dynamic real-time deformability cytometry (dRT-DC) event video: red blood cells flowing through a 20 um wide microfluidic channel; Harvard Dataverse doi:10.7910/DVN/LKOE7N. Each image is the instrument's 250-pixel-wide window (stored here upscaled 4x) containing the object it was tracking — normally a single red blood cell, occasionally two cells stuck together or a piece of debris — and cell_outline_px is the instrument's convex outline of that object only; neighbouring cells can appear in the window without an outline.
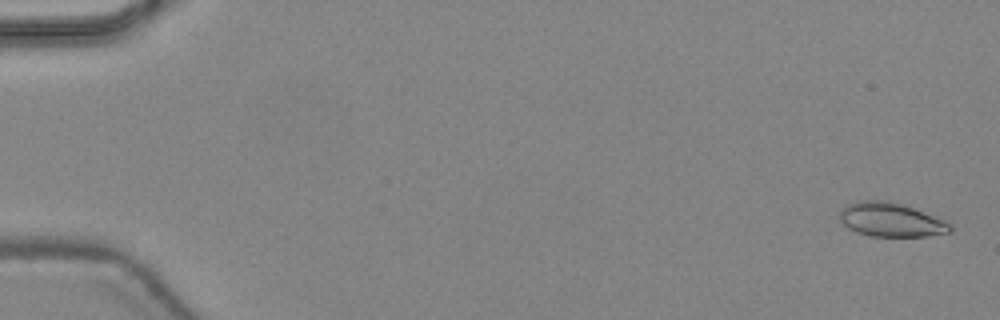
{"species": "common noctule bat (a hibernating species)", "species_latin": "Nyctalus noctula", "temperature_condition": "warm", "stored_images_in_passage": 27, "camera_frame_rate_fps": 3000, "um_per_image_px": 0.085, "animal": {"sex": "female", "body_mass_g": 24.6, "forearm_length_mm": 56.2}, "frame": {"image": 1, "passage_image": 2, "time_ms": 0.333, "image_size_px": [1000, 320], "cell_outline_px": [[952, 232], [928, 236], [872, 236], [856, 232], [848, 228], [840, 220], [840, 208], [848, 204], [860, 200], [888, 200], [936, 216], [952, 224]], "centroid_in_image_um": [75.73, 18.68], "position_along_channel_um": 9.3, "area_um2": 21.91}}
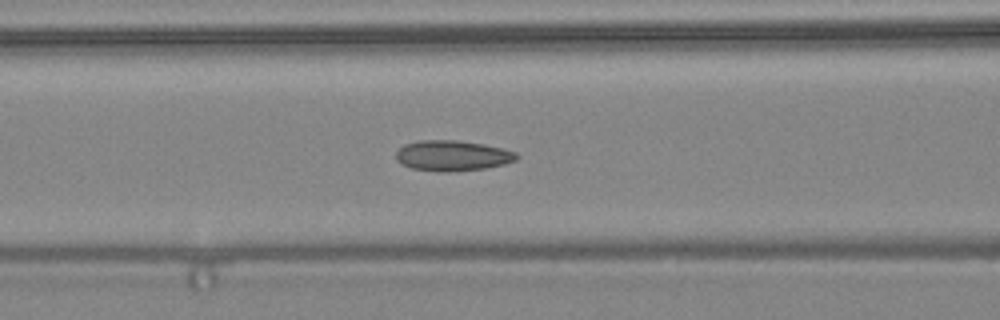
{"frame": {"image": 2, "passage_image": 21, "time_ms": 6.667, "image_size_px": [1000, 320], "cell_outline_px": [[520, 156], [516, 160], [504, 164], [484, 168], [456, 172], [444, 172], [412, 168], [396, 160], [396, 152], [404, 144], [420, 140], [456, 140], [484, 144], [504, 148], [516, 152]], "centroid_in_image_um": [38.49, 13.23], "position_along_channel_um": 128.1, "area_um2": 21.5}}
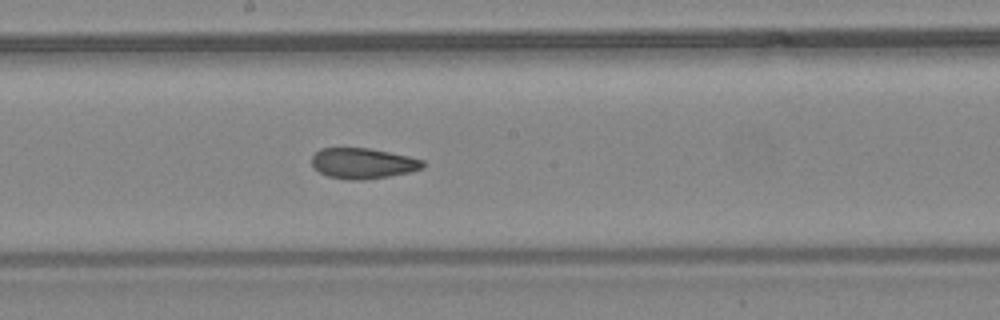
{"frame": {"image": 3, "passage_image": 27, "time_ms": 8.667, "image_size_px": [1000, 320], "cell_outline_px": [[424, 168], [412, 172], [364, 180], [348, 180], [328, 176], [320, 172], [312, 164], [312, 156], [320, 148], [368, 148], [408, 156], [424, 160]], "centroid_in_image_um": [30.87, 13.89], "position_along_channel_um": 217.3, "area_um2": 19.77}}